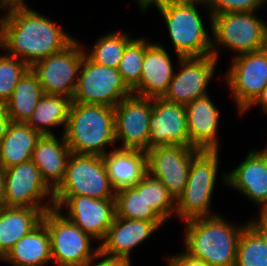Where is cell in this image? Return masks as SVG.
Returning <instances> with one entry per match:
<instances>
[{
    "label": "cell",
    "mask_w": 267,
    "mask_h": 266,
    "mask_svg": "<svg viewBox=\"0 0 267 266\" xmlns=\"http://www.w3.org/2000/svg\"><path fill=\"white\" fill-rule=\"evenodd\" d=\"M57 24L28 6L9 7L0 19V48L31 67L75 40Z\"/></svg>",
    "instance_id": "cell-1"
},
{
    "label": "cell",
    "mask_w": 267,
    "mask_h": 266,
    "mask_svg": "<svg viewBox=\"0 0 267 266\" xmlns=\"http://www.w3.org/2000/svg\"><path fill=\"white\" fill-rule=\"evenodd\" d=\"M184 253L208 266H235L237 247L243 228L220 215L184 221Z\"/></svg>",
    "instance_id": "cell-2"
},
{
    "label": "cell",
    "mask_w": 267,
    "mask_h": 266,
    "mask_svg": "<svg viewBox=\"0 0 267 266\" xmlns=\"http://www.w3.org/2000/svg\"><path fill=\"white\" fill-rule=\"evenodd\" d=\"M64 137L72 153L103 157L116 143L114 108L71 102Z\"/></svg>",
    "instance_id": "cell-3"
},
{
    "label": "cell",
    "mask_w": 267,
    "mask_h": 266,
    "mask_svg": "<svg viewBox=\"0 0 267 266\" xmlns=\"http://www.w3.org/2000/svg\"><path fill=\"white\" fill-rule=\"evenodd\" d=\"M186 0H163L155 5L163 16L177 58L212 55V39L197 6Z\"/></svg>",
    "instance_id": "cell-4"
},
{
    "label": "cell",
    "mask_w": 267,
    "mask_h": 266,
    "mask_svg": "<svg viewBox=\"0 0 267 266\" xmlns=\"http://www.w3.org/2000/svg\"><path fill=\"white\" fill-rule=\"evenodd\" d=\"M256 13L226 12L210 15L209 24L213 33L212 55L217 60V45L233 50L237 55L267 47V22L259 19Z\"/></svg>",
    "instance_id": "cell-5"
},
{
    "label": "cell",
    "mask_w": 267,
    "mask_h": 266,
    "mask_svg": "<svg viewBox=\"0 0 267 266\" xmlns=\"http://www.w3.org/2000/svg\"><path fill=\"white\" fill-rule=\"evenodd\" d=\"M219 150H199L192 158L188 181L176 200L175 215L182 221L218 215L210 209L219 167Z\"/></svg>",
    "instance_id": "cell-6"
},
{
    "label": "cell",
    "mask_w": 267,
    "mask_h": 266,
    "mask_svg": "<svg viewBox=\"0 0 267 266\" xmlns=\"http://www.w3.org/2000/svg\"><path fill=\"white\" fill-rule=\"evenodd\" d=\"M42 222L50 235L52 262L56 265L88 266L100 251L99 245L94 249L91 247L94 239L58 209L45 211Z\"/></svg>",
    "instance_id": "cell-7"
},
{
    "label": "cell",
    "mask_w": 267,
    "mask_h": 266,
    "mask_svg": "<svg viewBox=\"0 0 267 266\" xmlns=\"http://www.w3.org/2000/svg\"><path fill=\"white\" fill-rule=\"evenodd\" d=\"M102 156L71 153L63 181L54 195L89 196L96 199H115Z\"/></svg>",
    "instance_id": "cell-8"
},
{
    "label": "cell",
    "mask_w": 267,
    "mask_h": 266,
    "mask_svg": "<svg viewBox=\"0 0 267 266\" xmlns=\"http://www.w3.org/2000/svg\"><path fill=\"white\" fill-rule=\"evenodd\" d=\"M131 94L117 68L99 65L84 54L72 102L114 108Z\"/></svg>",
    "instance_id": "cell-9"
},
{
    "label": "cell",
    "mask_w": 267,
    "mask_h": 266,
    "mask_svg": "<svg viewBox=\"0 0 267 266\" xmlns=\"http://www.w3.org/2000/svg\"><path fill=\"white\" fill-rule=\"evenodd\" d=\"M74 40L62 51L36 61L30 68L37 75L44 94L72 99L85 51Z\"/></svg>",
    "instance_id": "cell-10"
},
{
    "label": "cell",
    "mask_w": 267,
    "mask_h": 266,
    "mask_svg": "<svg viewBox=\"0 0 267 266\" xmlns=\"http://www.w3.org/2000/svg\"><path fill=\"white\" fill-rule=\"evenodd\" d=\"M233 58L225 77L242 115L267 86V47Z\"/></svg>",
    "instance_id": "cell-11"
},
{
    "label": "cell",
    "mask_w": 267,
    "mask_h": 266,
    "mask_svg": "<svg viewBox=\"0 0 267 266\" xmlns=\"http://www.w3.org/2000/svg\"><path fill=\"white\" fill-rule=\"evenodd\" d=\"M54 208L59 211L67 208L64 216L95 241L101 242L116 217L115 199L54 195Z\"/></svg>",
    "instance_id": "cell-12"
},
{
    "label": "cell",
    "mask_w": 267,
    "mask_h": 266,
    "mask_svg": "<svg viewBox=\"0 0 267 266\" xmlns=\"http://www.w3.org/2000/svg\"><path fill=\"white\" fill-rule=\"evenodd\" d=\"M46 198L49 203H43ZM3 205L54 208V191L42 179L40 171L32 160L5 169Z\"/></svg>",
    "instance_id": "cell-13"
},
{
    "label": "cell",
    "mask_w": 267,
    "mask_h": 266,
    "mask_svg": "<svg viewBox=\"0 0 267 266\" xmlns=\"http://www.w3.org/2000/svg\"><path fill=\"white\" fill-rule=\"evenodd\" d=\"M152 99L131 94L114 107L115 139L120 149L149 150Z\"/></svg>",
    "instance_id": "cell-14"
},
{
    "label": "cell",
    "mask_w": 267,
    "mask_h": 266,
    "mask_svg": "<svg viewBox=\"0 0 267 266\" xmlns=\"http://www.w3.org/2000/svg\"><path fill=\"white\" fill-rule=\"evenodd\" d=\"M179 71L174 73L163 99L188 105L208 95L207 86L213 78L218 60L213 55L178 58Z\"/></svg>",
    "instance_id": "cell-15"
},
{
    "label": "cell",
    "mask_w": 267,
    "mask_h": 266,
    "mask_svg": "<svg viewBox=\"0 0 267 266\" xmlns=\"http://www.w3.org/2000/svg\"><path fill=\"white\" fill-rule=\"evenodd\" d=\"M199 150L180 145L151 148L147 151L148 173L161 181L177 200L187 184L191 160Z\"/></svg>",
    "instance_id": "cell-16"
},
{
    "label": "cell",
    "mask_w": 267,
    "mask_h": 266,
    "mask_svg": "<svg viewBox=\"0 0 267 266\" xmlns=\"http://www.w3.org/2000/svg\"><path fill=\"white\" fill-rule=\"evenodd\" d=\"M149 149L159 146H189L186 107L166 101L152 99V114L149 121Z\"/></svg>",
    "instance_id": "cell-17"
},
{
    "label": "cell",
    "mask_w": 267,
    "mask_h": 266,
    "mask_svg": "<svg viewBox=\"0 0 267 266\" xmlns=\"http://www.w3.org/2000/svg\"><path fill=\"white\" fill-rule=\"evenodd\" d=\"M221 177L225 185L238 190L259 208H267V158L260 149L250 150L235 169Z\"/></svg>",
    "instance_id": "cell-18"
},
{
    "label": "cell",
    "mask_w": 267,
    "mask_h": 266,
    "mask_svg": "<svg viewBox=\"0 0 267 266\" xmlns=\"http://www.w3.org/2000/svg\"><path fill=\"white\" fill-rule=\"evenodd\" d=\"M164 223L116 216L104 240L99 244L100 252L112 257L130 259V251L148 239Z\"/></svg>",
    "instance_id": "cell-19"
},
{
    "label": "cell",
    "mask_w": 267,
    "mask_h": 266,
    "mask_svg": "<svg viewBox=\"0 0 267 266\" xmlns=\"http://www.w3.org/2000/svg\"><path fill=\"white\" fill-rule=\"evenodd\" d=\"M169 53L160 43L146 41V50L142 64L139 84L132 94L146 98H162L174 76Z\"/></svg>",
    "instance_id": "cell-20"
},
{
    "label": "cell",
    "mask_w": 267,
    "mask_h": 266,
    "mask_svg": "<svg viewBox=\"0 0 267 266\" xmlns=\"http://www.w3.org/2000/svg\"><path fill=\"white\" fill-rule=\"evenodd\" d=\"M186 107L189 147L200 150H219L218 108L209 94L190 102Z\"/></svg>",
    "instance_id": "cell-21"
},
{
    "label": "cell",
    "mask_w": 267,
    "mask_h": 266,
    "mask_svg": "<svg viewBox=\"0 0 267 266\" xmlns=\"http://www.w3.org/2000/svg\"><path fill=\"white\" fill-rule=\"evenodd\" d=\"M71 150L64 134L44 135L38 140L32 154V161L40 171L42 179L54 191L63 181Z\"/></svg>",
    "instance_id": "cell-22"
},
{
    "label": "cell",
    "mask_w": 267,
    "mask_h": 266,
    "mask_svg": "<svg viewBox=\"0 0 267 266\" xmlns=\"http://www.w3.org/2000/svg\"><path fill=\"white\" fill-rule=\"evenodd\" d=\"M50 209L0 206V256L4 258L16 242L37 227Z\"/></svg>",
    "instance_id": "cell-23"
},
{
    "label": "cell",
    "mask_w": 267,
    "mask_h": 266,
    "mask_svg": "<svg viewBox=\"0 0 267 266\" xmlns=\"http://www.w3.org/2000/svg\"><path fill=\"white\" fill-rule=\"evenodd\" d=\"M110 151L103 156V161L116 191L134 186L148 172L147 152L117 147Z\"/></svg>",
    "instance_id": "cell-24"
},
{
    "label": "cell",
    "mask_w": 267,
    "mask_h": 266,
    "mask_svg": "<svg viewBox=\"0 0 267 266\" xmlns=\"http://www.w3.org/2000/svg\"><path fill=\"white\" fill-rule=\"evenodd\" d=\"M3 261L12 266H44L52 262L51 239L46 225L41 222L16 242Z\"/></svg>",
    "instance_id": "cell-25"
},
{
    "label": "cell",
    "mask_w": 267,
    "mask_h": 266,
    "mask_svg": "<svg viewBox=\"0 0 267 266\" xmlns=\"http://www.w3.org/2000/svg\"><path fill=\"white\" fill-rule=\"evenodd\" d=\"M41 136L27 123L12 121L0 141V165L7 169L32 160L33 150Z\"/></svg>",
    "instance_id": "cell-26"
},
{
    "label": "cell",
    "mask_w": 267,
    "mask_h": 266,
    "mask_svg": "<svg viewBox=\"0 0 267 266\" xmlns=\"http://www.w3.org/2000/svg\"><path fill=\"white\" fill-rule=\"evenodd\" d=\"M43 95V87L30 68L19 80L10 99L4 104L11 121L27 123Z\"/></svg>",
    "instance_id": "cell-27"
},
{
    "label": "cell",
    "mask_w": 267,
    "mask_h": 266,
    "mask_svg": "<svg viewBox=\"0 0 267 266\" xmlns=\"http://www.w3.org/2000/svg\"><path fill=\"white\" fill-rule=\"evenodd\" d=\"M71 102L72 99L69 97L44 94L27 124L42 136L56 135L51 131V127L64 125V134Z\"/></svg>",
    "instance_id": "cell-28"
},
{
    "label": "cell",
    "mask_w": 267,
    "mask_h": 266,
    "mask_svg": "<svg viewBox=\"0 0 267 266\" xmlns=\"http://www.w3.org/2000/svg\"><path fill=\"white\" fill-rule=\"evenodd\" d=\"M116 216L144 221H163L144 200V177L134 186L121 188L115 194Z\"/></svg>",
    "instance_id": "cell-29"
},
{
    "label": "cell",
    "mask_w": 267,
    "mask_h": 266,
    "mask_svg": "<svg viewBox=\"0 0 267 266\" xmlns=\"http://www.w3.org/2000/svg\"><path fill=\"white\" fill-rule=\"evenodd\" d=\"M131 40L129 34L113 31L101 36L93 44V49L85 54L99 65L118 68L123 52Z\"/></svg>",
    "instance_id": "cell-30"
},
{
    "label": "cell",
    "mask_w": 267,
    "mask_h": 266,
    "mask_svg": "<svg viewBox=\"0 0 267 266\" xmlns=\"http://www.w3.org/2000/svg\"><path fill=\"white\" fill-rule=\"evenodd\" d=\"M235 266H267V242L248 223L239 238Z\"/></svg>",
    "instance_id": "cell-31"
},
{
    "label": "cell",
    "mask_w": 267,
    "mask_h": 266,
    "mask_svg": "<svg viewBox=\"0 0 267 266\" xmlns=\"http://www.w3.org/2000/svg\"><path fill=\"white\" fill-rule=\"evenodd\" d=\"M145 50V38L132 39L127 44L117 68L123 82L131 91L140 82Z\"/></svg>",
    "instance_id": "cell-32"
},
{
    "label": "cell",
    "mask_w": 267,
    "mask_h": 266,
    "mask_svg": "<svg viewBox=\"0 0 267 266\" xmlns=\"http://www.w3.org/2000/svg\"><path fill=\"white\" fill-rule=\"evenodd\" d=\"M144 200L166 222L176 211V200L167 187L150 173L144 175Z\"/></svg>",
    "instance_id": "cell-33"
},
{
    "label": "cell",
    "mask_w": 267,
    "mask_h": 266,
    "mask_svg": "<svg viewBox=\"0 0 267 266\" xmlns=\"http://www.w3.org/2000/svg\"><path fill=\"white\" fill-rule=\"evenodd\" d=\"M30 69L23 60L9 54H0V104H5L19 80Z\"/></svg>",
    "instance_id": "cell-34"
},
{
    "label": "cell",
    "mask_w": 267,
    "mask_h": 266,
    "mask_svg": "<svg viewBox=\"0 0 267 266\" xmlns=\"http://www.w3.org/2000/svg\"><path fill=\"white\" fill-rule=\"evenodd\" d=\"M264 4L262 0H211L206 7L209 15H217L226 12H256Z\"/></svg>",
    "instance_id": "cell-35"
},
{
    "label": "cell",
    "mask_w": 267,
    "mask_h": 266,
    "mask_svg": "<svg viewBox=\"0 0 267 266\" xmlns=\"http://www.w3.org/2000/svg\"><path fill=\"white\" fill-rule=\"evenodd\" d=\"M93 261H96L97 263L94 262V265H93ZM93 261H91L88 264V266H131V261L129 258L112 257V256L105 255L100 251L98 252V254L96 255Z\"/></svg>",
    "instance_id": "cell-36"
},
{
    "label": "cell",
    "mask_w": 267,
    "mask_h": 266,
    "mask_svg": "<svg viewBox=\"0 0 267 266\" xmlns=\"http://www.w3.org/2000/svg\"><path fill=\"white\" fill-rule=\"evenodd\" d=\"M168 266H208L204 261L194 259L184 252L168 256Z\"/></svg>",
    "instance_id": "cell-37"
},
{
    "label": "cell",
    "mask_w": 267,
    "mask_h": 266,
    "mask_svg": "<svg viewBox=\"0 0 267 266\" xmlns=\"http://www.w3.org/2000/svg\"><path fill=\"white\" fill-rule=\"evenodd\" d=\"M248 225L252 227L260 237L267 242V208L260 209V216L257 220H251Z\"/></svg>",
    "instance_id": "cell-38"
},
{
    "label": "cell",
    "mask_w": 267,
    "mask_h": 266,
    "mask_svg": "<svg viewBox=\"0 0 267 266\" xmlns=\"http://www.w3.org/2000/svg\"><path fill=\"white\" fill-rule=\"evenodd\" d=\"M11 122V118L7 114L5 106L0 104V141L6 134Z\"/></svg>",
    "instance_id": "cell-39"
},
{
    "label": "cell",
    "mask_w": 267,
    "mask_h": 266,
    "mask_svg": "<svg viewBox=\"0 0 267 266\" xmlns=\"http://www.w3.org/2000/svg\"><path fill=\"white\" fill-rule=\"evenodd\" d=\"M260 106V108L267 114V86L262 91V93L256 98V100L242 113L244 114L252 106Z\"/></svg>",
    "instance_id": "cell-40"
},
{
    "label": "cell",
    "mask_w": 267,
    "mask_h": 266,
    "mask_svg": "<svg viewBox=\"0 0 267 266\" xmlns=\"http://www.w3.org/2000/svg\"><path fill=\"white\" fill-rule=\"evenodd\" d=\"M27 6L24 0H0V9L6 11L9 7Z\"/></svg>",
    "instance_id": "cell-41"
},
{
    "label": "cell",
    "mask_w": 267,
    "mask_h": 266,
    "mask_svg": "<svg viewBox=\"0 0 267 266\" xmlns=\"http://www.w3.org/2000/svg\"><path fill=\"white\" fill-rule=\"evenodd\" d=\"M5 194V169L0 165V206L3 205Z\"/></svg>",
    "instance_id": "cell-42"
},
{
    "label": "cell",
    "mask_w": 267,
    "mask_h": 266,
    "mask_svg": "<svg viewBox=\"0 0 267 266\" xmlns=\"http://www.w3.org/2000/svg\"><path fill=\"white\" fill-rule=\"evenodd\" d=\"M142 12H146V10L151 7V5L156 4L163 0H136Z\"/></svg>",
    "instance_id": "cell-43"
},
{
    "label": "cell",
    "mask_w": 267,
    "mask_h": 266,
    "mask_svg": "<svg viewBox=\"0 0 267 266\" xmlns=\"http://www.w3.org/2000/svg\"><path fill=\"white\" fill-rule=\"evenodd\" d=\"M186 1L200 2V3L208 4L211 0H186Z\"/></svg>",
    "instance_id": "cell-44"
},
{
    "label": "cell",
    "mask_w": 267,
    "mask_h": 266,
    "mask_svg": "<svg viewBox=\"0 0 267 266\" xmlns=\"http://www.w3.org/2000/svg\"><path fill=\"white\" fill-rule=\"evenodd\" d=\"M267 147V146H266ZM267 158V148L263 149V150H260Z\"/></svg>",
    "instance_id": "cell-45"
},
{
    "label": "cell",
    "mask_w": 267,
    "mask_h": 266,
    "mask_svg": "<svg viewBox=\"0 0 267 266\" xmlns=\"http://www.w3.org/2000/svg\"><path fill=\"white\" fill-rule=\"evenodd\" d=\"M262 2L264 5L267 4V0H262Z\"/></svg>",
    "instance_id": "cell-46"
}]
</instances>
